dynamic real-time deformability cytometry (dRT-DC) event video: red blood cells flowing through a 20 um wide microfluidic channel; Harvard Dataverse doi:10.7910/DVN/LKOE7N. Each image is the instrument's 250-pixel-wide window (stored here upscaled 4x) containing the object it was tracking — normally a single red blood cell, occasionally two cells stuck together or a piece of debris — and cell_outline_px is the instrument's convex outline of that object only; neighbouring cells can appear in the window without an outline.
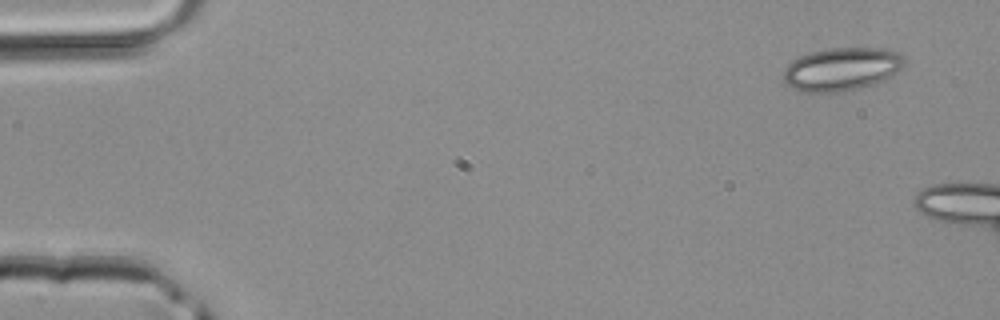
{"species": "common noctule bat (a hibernating species)", "species_latin": "Nyctalus noctula", "temperature_condition": "room temperature", "stored_images_in_passage": 4, "camera_frame_rate_fps": 3000, "um_per_image_px": 0.085, "animal": {"sex": "male", "body_mass_g": 20.4}, "frame": {"image": 1, "passage_image": 1, "time_ms": 0.0, "image_size_px": [1000, 320], "cell_outline_px": [[904, 64], [896, 72], [872, 84], [860, 88], [840, 92], [804, 92], [792, 88], [784, 84], [784, 68], [792, 60], [800, 56], [812, 52], [828, 48], [888, 48], [904, 56]], "centroid_in_image_um": [71.5, 5.87], "position_along_channel_um": 13.5, "area_um2": 30.29}}